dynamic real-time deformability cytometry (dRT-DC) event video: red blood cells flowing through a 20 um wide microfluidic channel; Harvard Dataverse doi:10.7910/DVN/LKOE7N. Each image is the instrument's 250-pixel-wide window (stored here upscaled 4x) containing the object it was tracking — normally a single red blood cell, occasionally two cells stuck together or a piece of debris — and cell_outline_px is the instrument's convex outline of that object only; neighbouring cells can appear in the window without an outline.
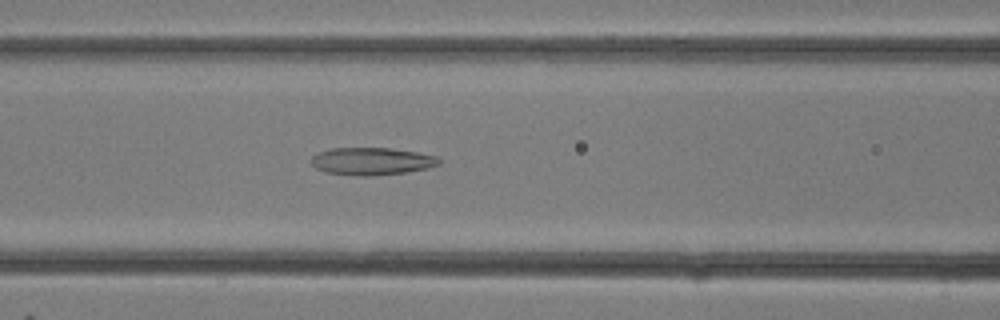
{"species": "common noctule bat (a hibernating species)", "species_latin": "Nyctalus noctula", "temperature_condition": "room temperature", "stored_images_in_passage": 31, "camera_frame_rate_fps": 3000, "um_per_image_px": 0.085, "animal": {"sex": "female"}, "frame": {"image": 1, "passage_image": 13, "time_ms": 4.0, "image_size_px": [1000, 320], "cell_outline_px": [[440, 164], [428, 168], [408, 172], [368, 176], [360, 176], [324, 172], [316, 168], [312, 164], [312, 156], [320, 152], [332, 148], [388, 148], [416, 152], [436, 156], [440, 160]], "centroid_in_image_um": [31.6, 13.71], "position_along_channel_um": 135.0, "area_um2": 20.35}}
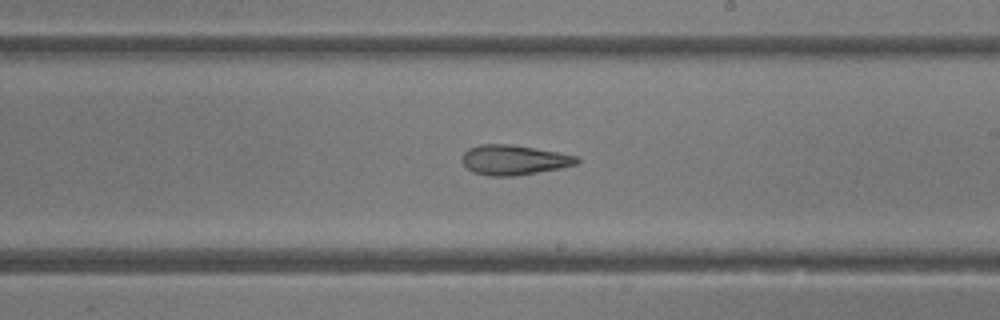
{"frame": {"image": 2, "passage_image": 18, "time_ms": 5.667, "image_size_px": [1000, 320], "cell_outline_px": [[580, 164], [560, 168], [516, 176], [488, 176], [472, 172], [460, 160], [464, 152], [468, 148], [480, 144], [512, 144], [556, 152], [576, 156], [580, 160]], "centroid_in_image_um": [43.66, 13.6], "position_along_channel_um": 245.3, "area_um2": 20.11}}
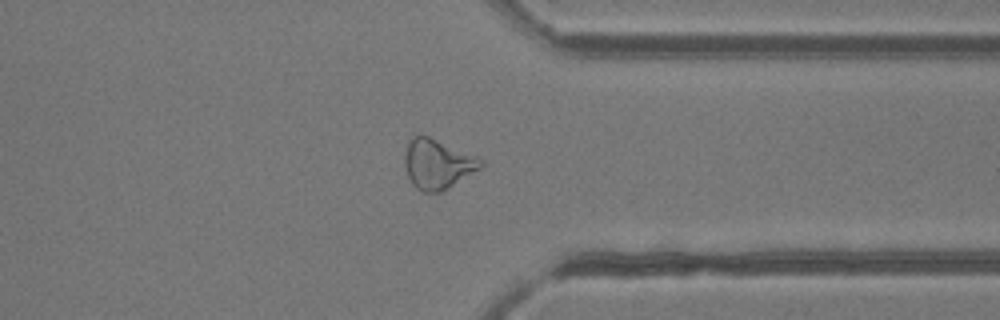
{"frame": {"image": 3, "passage_image": 24, "time_ms": 7.667, "image_size_px": [1000, 320], "cell_outline_px": [[484, 164], [480, 168], [440, 192], [420, 192], [412, 184], [408, 176], [404, 164], [404, 156], [408, 144], [412, 136], [428, 136], [476, 156], [484, 160]], "centroid_in_image_um": [37.17, 13.95], "position_along_channel_um": 374.2, "area_um2": 21.68}}